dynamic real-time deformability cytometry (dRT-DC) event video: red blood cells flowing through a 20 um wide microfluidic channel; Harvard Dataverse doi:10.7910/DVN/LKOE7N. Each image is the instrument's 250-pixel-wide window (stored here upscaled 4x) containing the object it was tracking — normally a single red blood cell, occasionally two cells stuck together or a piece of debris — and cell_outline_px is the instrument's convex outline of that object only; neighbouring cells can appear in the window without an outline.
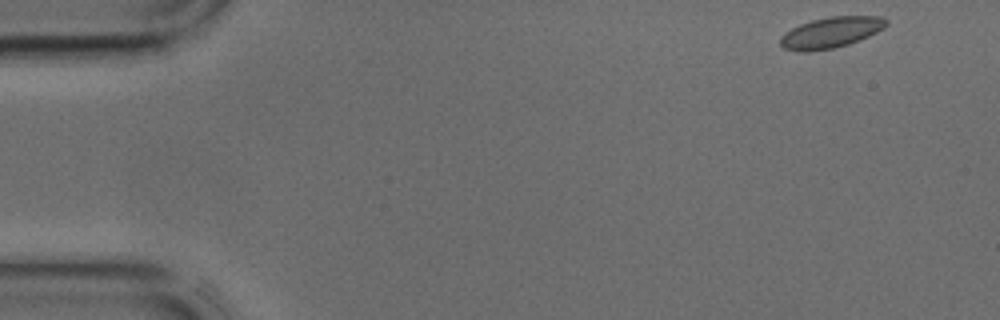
{"species": "common noctule bat (a hibernating species)", "species_latin": "Nyctalus noctula", "temperature_condition": "cold", "stored_images_in_passage": 41, "camera_frame_rate_fps": 3000, "um_per_image_px": 0.085, "animal": {"sex": "male", "body_mass_g": 17.9, "forearm_length_mm": 54.2}, "frame": {"image": 1, "passage_image": 1, "time_ms": 0.0, "image_size_px": [1000, 320], "cell_outline_px": [[888, 24], [884, 28], [860, 40], [848, 44], [832, 48], [808, 52], [804, 52], [784, 48], [780, 44], [780, 36], [784, 32], [800, 24], [812, 20], [832, 16], [880, 16], [888, 20]], "centroid_in_image_um": [70.62, 2.76], "position_along_channel_um": 14.4, "area_um2": 19.02}}
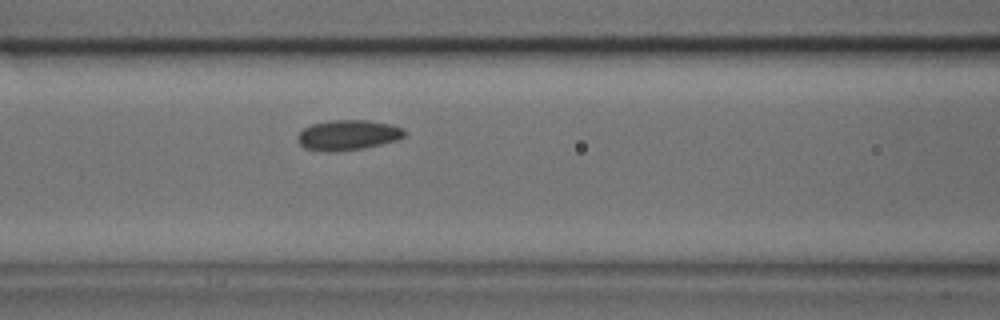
{"frame": {"image": 2, "passage_image": 16, "time_ms": 5.0, "image_size_px": [1000, 320], "cell_outline_px": [[404, 136], [396, 140], [364, 148], [336, 152], [324, 152], [304, 148], [296, 140], [296, 136], [304, 128], [312, 124], [332, 120], [368, 120], [388, 124], [404, 128]], "centroid_in_image_um": [29.52, 11.49], "position_along_channel_um": 137.1, "area_um2": 18.84}}
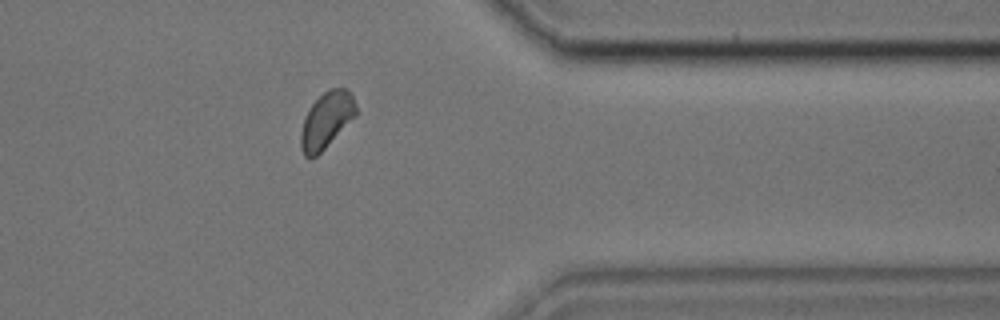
{"frame": {"image": 3, "passage_image": 33, "time_ms": 10.667, "image_size_px": [1000, 320], "cell_outline_px": [[360, 112], [312, 160], [308, 160], [304, 156], [300, 148], [300, 132], [304, 116], [308, 108], [328, 88], [348, 88]], "centroid_in_image_um": [27.74, 10.22], "position_along_channel_um": 383.7, "area_um2": 18.38}}